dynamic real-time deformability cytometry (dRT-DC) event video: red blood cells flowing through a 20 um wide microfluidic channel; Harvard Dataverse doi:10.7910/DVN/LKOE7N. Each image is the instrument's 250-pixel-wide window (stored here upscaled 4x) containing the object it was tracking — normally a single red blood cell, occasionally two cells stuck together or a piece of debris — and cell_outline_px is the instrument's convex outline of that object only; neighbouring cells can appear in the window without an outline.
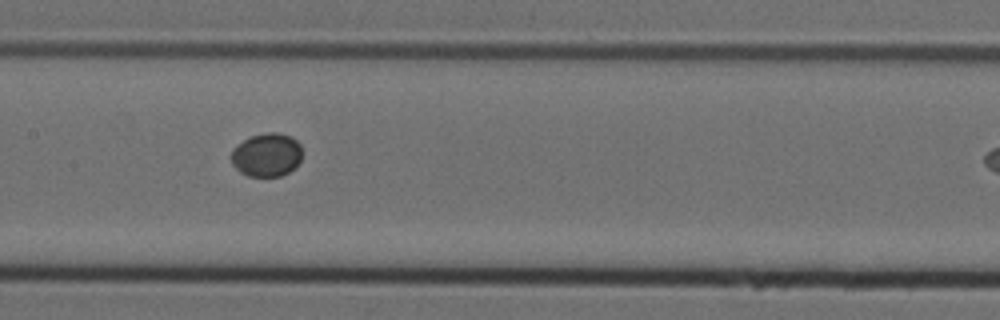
{"species": "Egyptian fruit bat (a non-hibernating species)", "species_latin": "Rousettus aegyptiacus", "temperature_condition": "cold", "stored_images_in_passage": 9, "camera_frame_rate_fps": 3000, "um_per_image_px": 0.085, "animal": {"sex": "female"}, "frame": {"image": 1, "passage_image": 6, "time_ms": 1.667, "image_size_px": [1000, 320], "cell_outline_px": [[300, 160], [288, 172], [280, 176], [248, 176], [240, 172], [232, 164], [232, 148], [236, 144], [248, 136], [268, 132], [276, 132], [292, 136], [300, 144]], "centroid_in_image_um": [22.63, 13.14], "position_along_channel_um": 184.8, "area_um2": 17.98}}
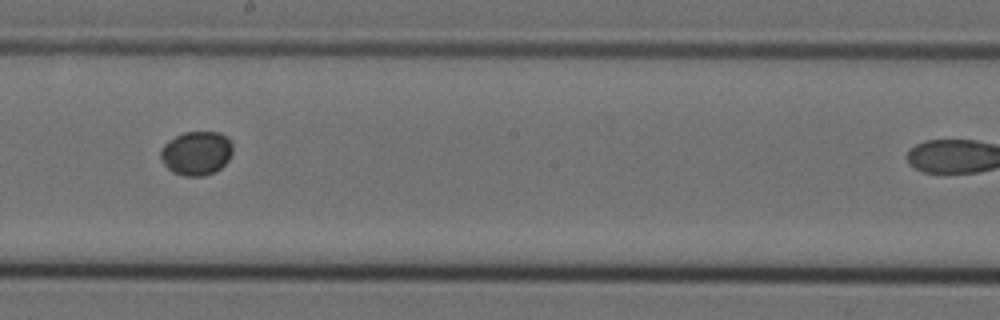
{"frame": {"image": 2, "passage_image": 7, "time_ms": 2.0, "image_size_px": [1000, 320], "cell_outline_px": [[232, 152], [228, 160], [220, 168], [204, 176], [184, 176], [172, 172], [164, 164], [160, 156], [160, 148], [168, 140], [184, 132], [220, 132], [232, 144]], "centroid_in_image_um": [16.66, 13.02], "position_along_channel_um": 231.5, "area_um2": 18.38}}
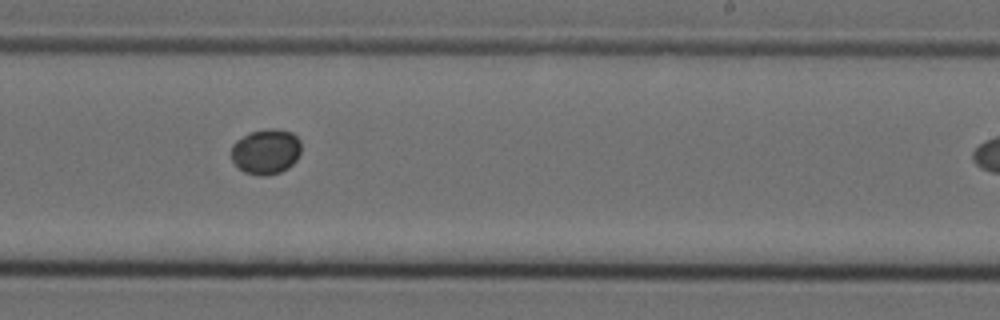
{"frame": {"image": 3, "passage_image": 8, "time_ms": 2.333, "image_size_px": [1000, 320], "cell_outline_px": [[300, 152], [296, 160], [288, 168], [280, 172], [264, 176], [260, 176], [244, 172], [232, 160], [232, 144], [236, 140], [248, 132], [268, 128], [276, 128], [292, 132], [300, 140]], "centroid_in_image_um": [22.6, 12.86], "position_along_channel_um": 266.4, "area_um2": 18.55}}